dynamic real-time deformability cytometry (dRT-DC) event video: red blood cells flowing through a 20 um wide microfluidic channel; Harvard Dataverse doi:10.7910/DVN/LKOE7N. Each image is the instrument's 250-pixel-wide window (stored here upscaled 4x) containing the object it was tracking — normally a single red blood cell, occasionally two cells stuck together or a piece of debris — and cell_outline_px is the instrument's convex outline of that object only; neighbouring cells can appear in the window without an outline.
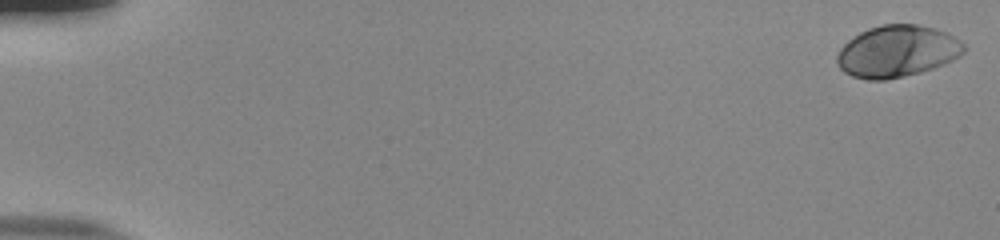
{"species": "human", "species_latin": "Homo sapiens", "temperature_condition": "room temperature", "stored_images_in_passage": 54, "camera_frame_rate_fps": 3000, "um_per_image_px": 0.085, "donor": {"sex": "male"}, "frame": {"image": 1, "passage_image": 1, "time_ms": 0.0, "image_size_px": [1000, 240], "cell_outline_px": [[964, 52], [952, 60], [932, 68], [920, 72], [904, 76], [884, 80], [868, 80], [852, 76], [844, 72], [840, 68], [836, 60], [836, 56], [840, 48], [852, 36], [868, 28], [880, 24], [916, 24], [936, 28], [948, 32], [960, 40], [964, 44]], "centroid_in_image_um": [76.24, 4.34], "position_along_channel_um": 8.8, "area_um2": 38.38}}
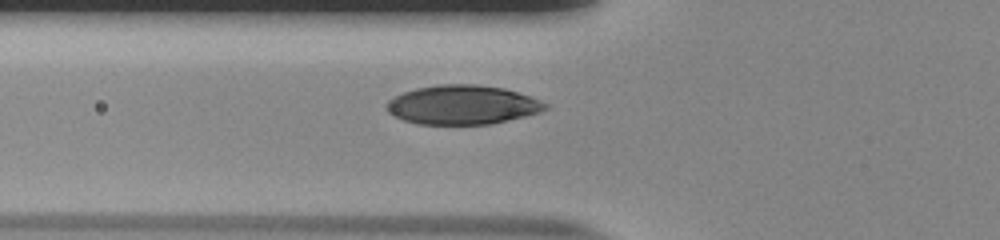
{"frame": {"image": 2, "passage_image": 21, "time_ms": 6.667, "image_size_px": [1000, 240], "cell_outline_px": [[548, 108], [540, 112], [492, 124], [416, 124], [404, 120], [388, 112], [384, 108], [384, 104], [388, 100], [404, 92], [416, 88], [436, 84], [476, 84], [504, 88], [540, 100], [548, 104]], "centroid_in_image_um": [39.28, 8.91], "position_along_channel_um": 86.5, "area_um2": 36.24}}
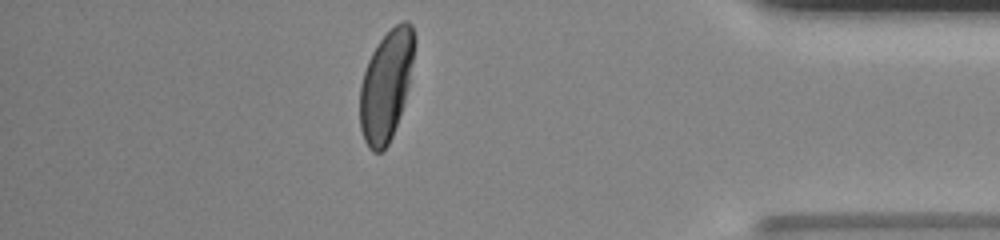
{"frame": {"image": 3, "passage_image": 48, "time_ms": 15.667, "image_size_px": [1000, 240], "cell_outline_px": [[416, 40], [408, 84], [404, 100], [392, 136], [388, 144], [380, 152], [372, 152], [368, 148], [364, 140], [360, 128], [360, 84], [368, 60], [376, 44], [400, 20], [408, 20], [412, 24], [416, 36]], "centroid_in_image_um": [32.81, 7.22], "position_along_channel_um": 402.4, "area_um2": 34.85}, "authors_computed_cell_mechanics": {"area_um2": 36.9053, "velocity_mm_per_s": 3.8401, "shape_relaxation_time_tau1_ms": 2.7797, "shape_relaxation_time_tau2_ms": null, "deformation_change_tau1": 0.162, "deformation_change_tau2": null}}